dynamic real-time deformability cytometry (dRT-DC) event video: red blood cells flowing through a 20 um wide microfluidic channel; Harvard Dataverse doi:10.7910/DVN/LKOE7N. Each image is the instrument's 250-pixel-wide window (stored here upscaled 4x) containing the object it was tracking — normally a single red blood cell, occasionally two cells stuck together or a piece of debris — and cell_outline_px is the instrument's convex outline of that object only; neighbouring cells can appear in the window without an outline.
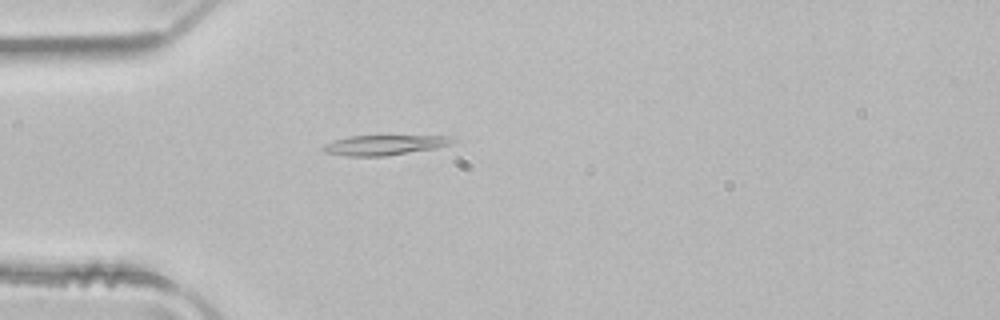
{"species": "common noctule bat (a hibernating species)", "species_latin": "Nyctalus noctula", "temperature_condition": "room temperature", "stored_images_in_passage": 4, "camera_frame_rate_fps": 3000, "um_per_image_px": 0.085, "animal": {"sex": "male", "body_mass_g": 21.5, "forearm_length_mm": 52.0}, "frame": {"image": 1, "passage_image": 4, "time_ms": 1.0, "image_size_px": [1000, 320], "cell_outline_px": [[456, 140], [448, 144], [436, 148], [384, 156], [348, 156], [324, 152], [320, 148], [324, 144], [348, 136], [456, 136]], "centroid_in_image_um": [32.66, 12.32], "position_along_channel_um": 52.3, "area_um2": 14.97}}